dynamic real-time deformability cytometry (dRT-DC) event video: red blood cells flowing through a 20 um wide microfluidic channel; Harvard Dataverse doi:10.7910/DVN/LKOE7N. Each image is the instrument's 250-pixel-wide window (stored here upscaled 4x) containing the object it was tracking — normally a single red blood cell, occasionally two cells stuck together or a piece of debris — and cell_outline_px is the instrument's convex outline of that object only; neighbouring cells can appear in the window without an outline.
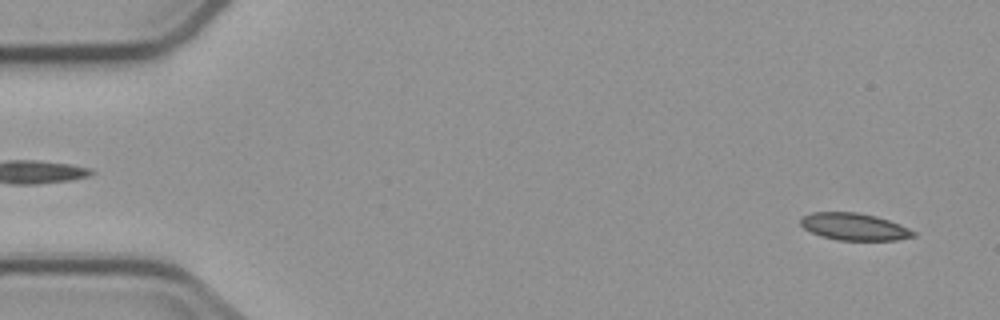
{"species": "common noctule bat (a hibernating species)", "species_latin": "Nyctalus noctula", "temperature_condition": "cold", "stored_images_in_passage": 4, "segment_of_instrument_passage": [2, 2], "camera_frame_rate_fps": 3000, "um_per_image_px": 0.085, "animal": {"sex": "male", "body_mass_g": 23.1, "forearm_length_mm": 52.7}, "frame": {"image": 1, "passage_image": 4, "time_ms": 5.0, "image_size_px": [1000, 320], "cell_outline_px": [[916, 236], [896, 240], [836, 240], [820, 236], [804, 228], [800, 224], [800, 216], [812, 212], [856, 212], [876, 216], [900, 224], [916, 232]], "centroid_in_image_um": [72.58, 19.27], "position_along_channel_um": 12.4, "area_um2": 17.92}}